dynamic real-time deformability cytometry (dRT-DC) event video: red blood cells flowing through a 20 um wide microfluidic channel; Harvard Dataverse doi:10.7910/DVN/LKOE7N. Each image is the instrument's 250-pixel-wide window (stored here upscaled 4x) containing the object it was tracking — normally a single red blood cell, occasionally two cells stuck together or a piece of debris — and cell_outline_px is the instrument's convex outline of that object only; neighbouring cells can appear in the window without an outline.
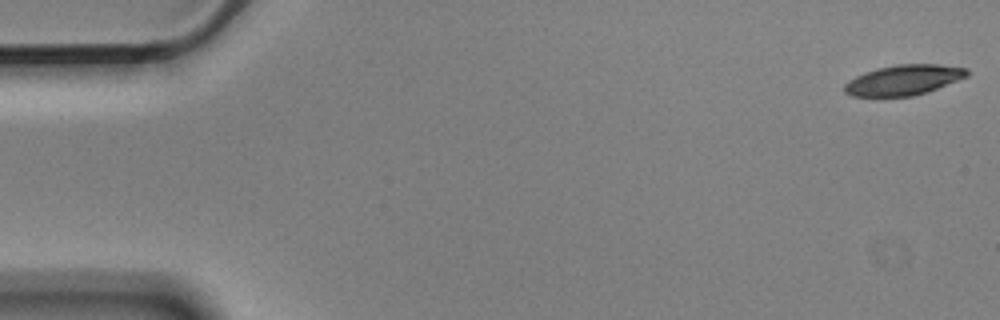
{"species": "Egyptian fruit bat (a non-hibernating species)", "species_latin": "Rousettus aegyptiacus", "temperature_condition": "cold", "stored_images_in_passage": 6, "segment_of_instrument_passage": [1, 2], "camera_frame_rate_fps": 3000, "um_per_image_px": 0.085, "animal": {"sex": "male"}, "frame": {"image": 1, "passage_image": 1, "time_ms": 0.0, "image_size_px": [1000, 320], "cell_outline_px": [[968, 76], [928, 92], [912, 96], [852, 96], [844, 92], [844, 84], [848, 80], [856, 76], [876, 68], [896, 64], [940, 64], [968, 68]], "centroid_in_image_um": [76.82, 6.79], "position_along_channel_um": 8.2, "area_um2": 21.68}}
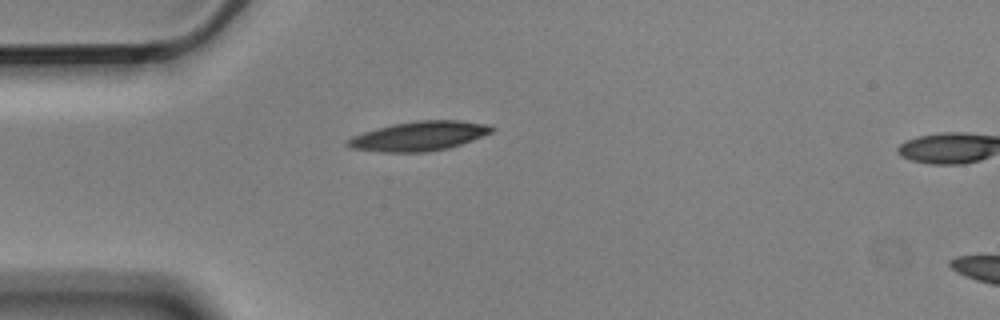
{"frame": {"image": 2, "passage_image": 5, "time_ms": 1.333, "image_size_px": [1000, 320], "cell_outline_px": [[496, 128], [492, 132], [472, 140], [448, 148], [424, 152], [380, 152], [348, 148], [344, 144], [344, 140], [352, 136], [364, 132], [392, 124], [416, 120], [456, 120], [488, 124]], "centroid_in_image_um": [35.57, 11.57], "position_along_channel_um": 49.4, "area_um2": 24.8}}